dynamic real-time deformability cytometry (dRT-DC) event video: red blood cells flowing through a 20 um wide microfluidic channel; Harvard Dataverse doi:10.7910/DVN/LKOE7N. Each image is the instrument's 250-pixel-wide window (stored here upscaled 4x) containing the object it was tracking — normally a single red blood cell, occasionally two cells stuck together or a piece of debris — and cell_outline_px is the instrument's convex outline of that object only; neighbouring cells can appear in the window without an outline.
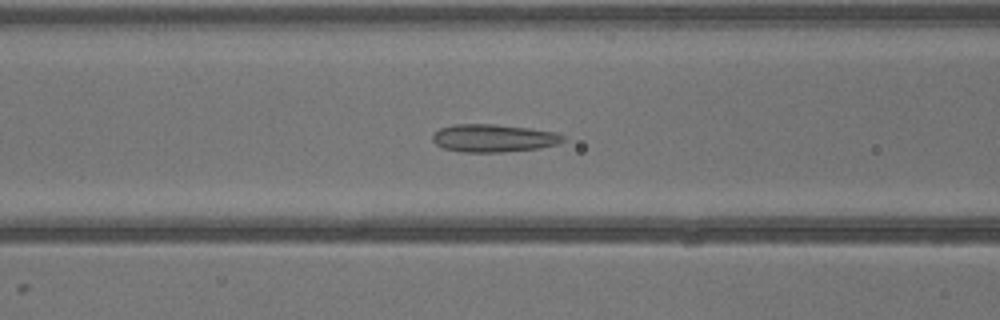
{"species": "common noctule bat (a hibernating species)", "species_latin": "Nyctalus noctula", "temperature_condition": "warm", "stored_images_in_passage": 41, "camera_frame_rate_fps": 3000, "um_per_image_px": 0.085, "animal": {"sex": "male", "body_mass_g": 13.3}, "frame": {"image": 1, "passage_image": 17, "time_ms": 5.333, "image_size_px": [1000, 320], "cell_outline_px": [[564, 140], [556, 144], [540, 148], [504, 152], [464, 152], [444, 148], [436, 144], [432, 140], [432, 136], [440, 128], [452, 124], [496, 124], [528, 128], [556, 132], [564, 136]], "centroid_in_image_um": [41.94, 11.74], "position_along_channel_um": 124.7, "area_um2": 21.1}}
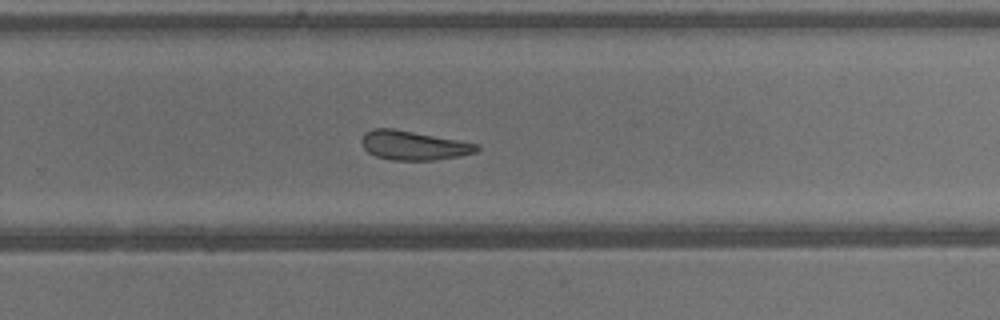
{"frame": {"image": 2, "passage_image": 27, "time_ms": 8.667, "image_size_px": [1000, 320], "cell_outline_px": [[480, 148], [476, 152], [460, 156], [432, 160], [392, 160], [376, 156], [368, 152], [364, 148], [360, 140], [364, 132], [372, 128], [392, 128], [480, 144]], "centroid_in_image_um": [35.13, 12.35], "position_along_channel_um": 294.7, "area_um2": 19.59}}
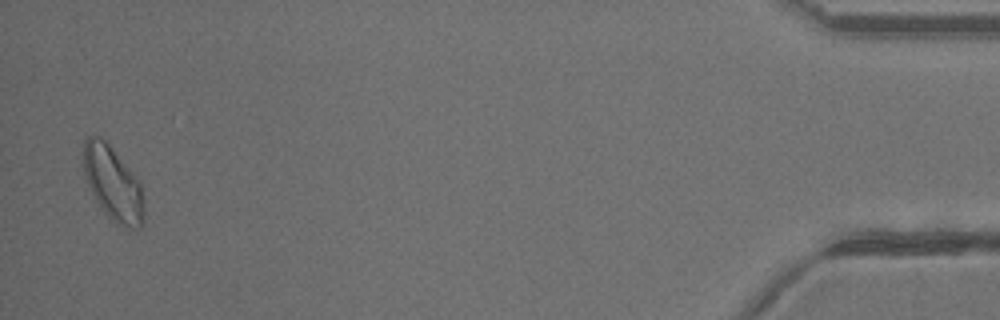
{"frame": {"image": 3, "passage_image": 40, "time_ms": 13.0, "image_size_px": [1000, 320], "cell_outline_px": [[144, 224], [140, 228], [128, 228], [112, 220], [100, 208], [88, 184], [84, 172], [84, 140], [88, 136], [100, 136], [108, 144], [140, 180], [144, 208]], "centroid_in_image_um": [9.62, 15.62], "position_along_channel_um": 425.6, "area_um2": 25.95}}